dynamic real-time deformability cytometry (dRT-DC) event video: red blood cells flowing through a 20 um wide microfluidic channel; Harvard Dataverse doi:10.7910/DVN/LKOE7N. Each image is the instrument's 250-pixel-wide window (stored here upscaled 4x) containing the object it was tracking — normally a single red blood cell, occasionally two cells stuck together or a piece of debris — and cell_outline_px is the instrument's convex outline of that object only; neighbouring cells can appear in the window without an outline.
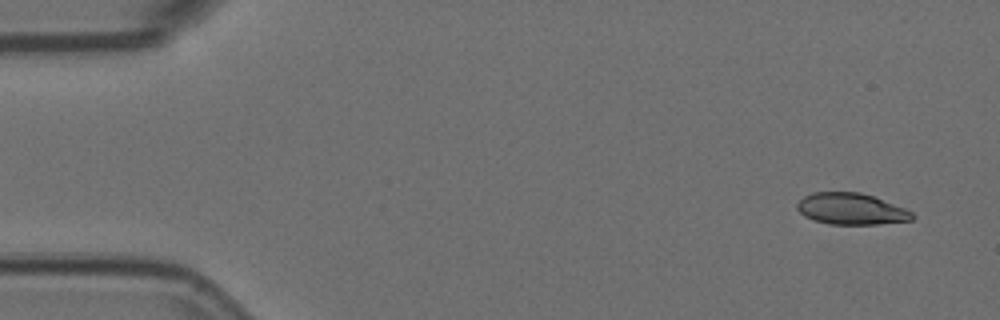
{"species": "Egyptian fruit bat (a non-hibernating species)", "species_latin": "Rousettus aegyptiacus", "temperature_condition": "room temperature", "stored_images_in_passage": 3, "camera_frame_rate_fps": 3000, "um_per_image_px": 0.085, "animal": {"sex": "female"}, "frame": {"image": 1, "passage_image": 3, "time_ms": 0.667, "image_size_px": [1000, 320], "cell_outline_px": [[916, 216], [912, 220], [876, 224], [828, 224], [812, 220], [804, 216], [796, 208], [796, 204], [804, 196], [812, 192], [860, 192], [872, 196], [904, 208], [912, 212]], "centroid_in_image_um": [72.31, 17.76], "position_along_channel_um": 12.7, "area_um2": 21.04}}